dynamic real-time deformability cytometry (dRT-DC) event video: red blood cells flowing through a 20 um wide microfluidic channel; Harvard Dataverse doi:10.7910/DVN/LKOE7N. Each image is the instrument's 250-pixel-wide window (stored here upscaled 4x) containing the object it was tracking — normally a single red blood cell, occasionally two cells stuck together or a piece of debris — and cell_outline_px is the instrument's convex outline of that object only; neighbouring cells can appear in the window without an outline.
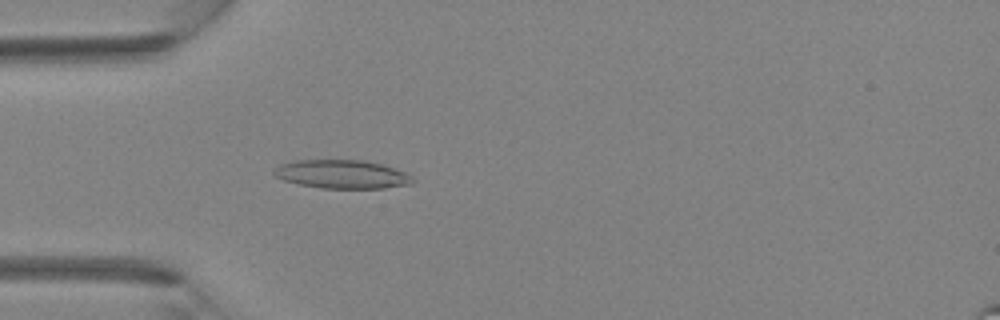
{"species": "Egyptian fruit bat (a non-hibernating species)", "species_latin": "Rousettus aegyptiacus", "temperature_condition": "room temperature", "stored_images_in_passage": 40, "camera_frame_rate_fps": 3000, "um_per_image_px": 0.085, "animal": {"sex": "female"}, "frame": {"image": 1, "passage_image": 12, "time_ms": 3.667, "image_size_px": [1000, 320], "cell_outline_px": [[416, 180], [412, 184], [384, 188], [320, 188], [300, 184], [284, 180], [276, 176], [272, 172], [280, 164], [296, 160], [364, 160], [384, 164], [404, 172], [412, 176]], "centroid_in_image_um": [29.11, 14.81], "position_along_channel_um": 55.9, "area_um2": 23.12}}
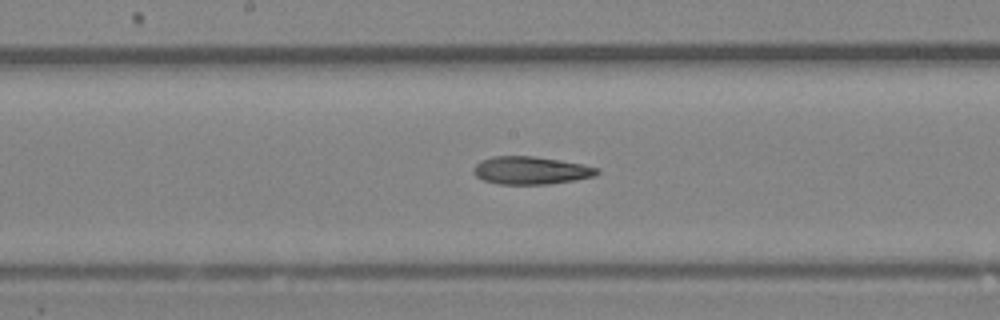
{"frame": {"image": 2, "passage_image": 21, "time_ms": 6.667, "image_size_px": [1000, 320], "cell_outline_px": [[600, 172], [596, 176], [576, 180], [548, 184], [496, 184], [484, 180], [476, 176], [472, 172], [472, 168], [480, 160], [492, 156], [532, 156], [560, 160], [600, 168]], "centroid_in_image_um": [45.11, 14.49], "position_along_channel_um": 203.1, "area_um2": 20.17}}
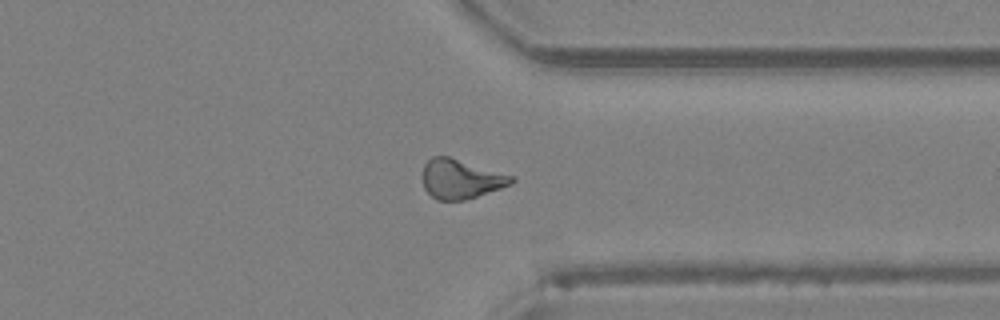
{"frame": {"image": 3, "passage_image": 31, "time_ms": 10.0, "image_size_px": [1000, 320], "cell_outline_px": [[516, 180], [512, 184], [464, 200], [436, 200], [424, 188], [424, 164], [432, 156], [448, 156], [516, 176]], "centroid_in_image_um": [39.2, 15.2], "position_along_channel_um": 372.2, "area_um2": 20.29}}